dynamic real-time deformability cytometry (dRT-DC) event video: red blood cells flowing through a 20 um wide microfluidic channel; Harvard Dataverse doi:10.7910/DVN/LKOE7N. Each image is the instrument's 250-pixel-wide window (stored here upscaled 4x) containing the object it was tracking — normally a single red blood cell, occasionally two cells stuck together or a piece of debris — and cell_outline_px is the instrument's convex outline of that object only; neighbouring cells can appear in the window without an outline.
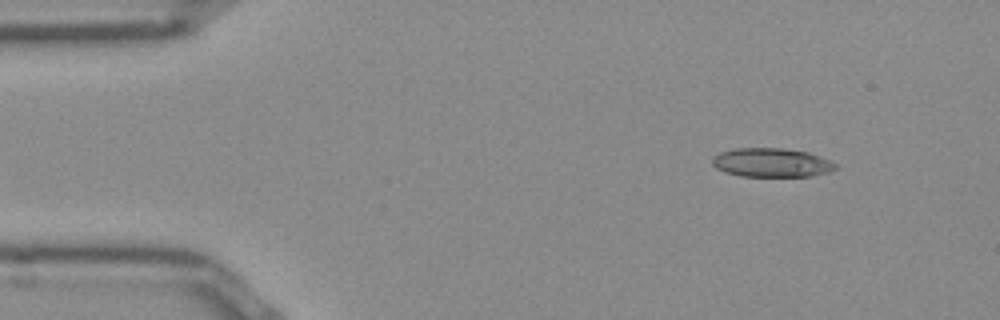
{"species": "Egyptian fruit bat (a non-hibernating species)", "species_latin": "Rousettus aegyptiacus", "temperature_condition": "room temperature", "stored_images_in_passage": 46, "camera_frame_rate_fps": 3000, "um_per_image_px": 0.085, "frame": {"image": 1, "passage_image": 1, "time_ms": 0.0, "image_size_px": [1000, 320], "cell_outline_px": [[836, 168], [828, 172], [812, 176], [740, 176], [716, 168], [712, 164], [712, 156], [720, 152], [732, 148], [784, 148], [808, 152], [828, 160], [836, 164]], "centroid_in_image_um": [65.55, 13.81], "position_along_channel_um": 19.5, "area_um2": 20.69}}
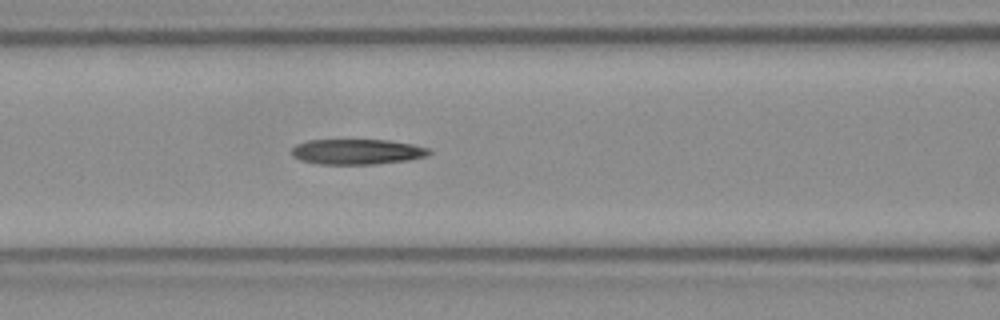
{"frame": {"image": 2, "passage_image": 16, "time_ms": 5.0, "image_size_px": [1000, 320], "cell_outline_px": [[432, 152], [428, 156], [408, 160], [372, 164], [320, 164], [300, 160], [292, 156], [292, 148], [296, 144], [308, 140], [388, 140], [412, 144], [428, 148]], "centroid_in_image_um": [30.35, 12.89], "position_along_channel_um": 136.3, "area_um2": 20.29}}
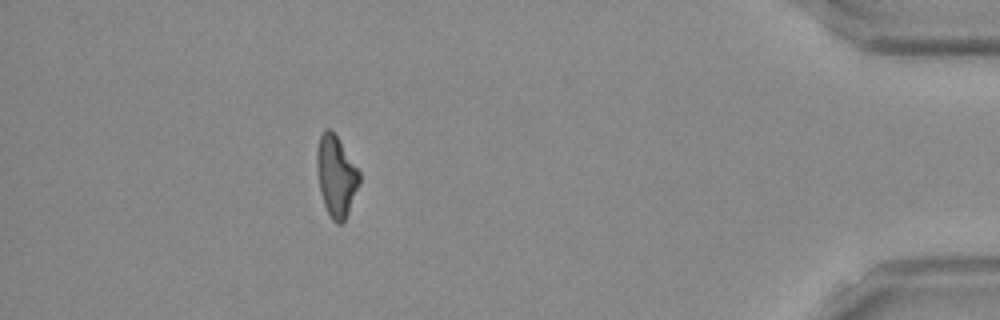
{"frame": {"image": 3, "passage_image": 41, "time_ms": 13.333, "image_size_px": [1000, 320], "cell_outline_px": [[360, 184], [348, 212], [344, 220], [340, 224], [336, 224], [332, 220], [324, 204], [320, 192], [316, 168], [316, 152], [320, 136], [324, 128], [332, 128], [360, 172]], "centroid_in_image_um": [28.56, 14.93], "position_along_channel_um": 406.6, "area_um2": 20.17}, "authors_computed_cell_mechanics": {"area_um2": 20.808, "velocity_mm_per_s": 3.9215, "shape_relaxation_time_tau1_ms": null, "shape_relaxation_time_tau2_ms": 3.0494, "deformation_change_tau1": null, "deformation_change_tau2": 0.1271}}